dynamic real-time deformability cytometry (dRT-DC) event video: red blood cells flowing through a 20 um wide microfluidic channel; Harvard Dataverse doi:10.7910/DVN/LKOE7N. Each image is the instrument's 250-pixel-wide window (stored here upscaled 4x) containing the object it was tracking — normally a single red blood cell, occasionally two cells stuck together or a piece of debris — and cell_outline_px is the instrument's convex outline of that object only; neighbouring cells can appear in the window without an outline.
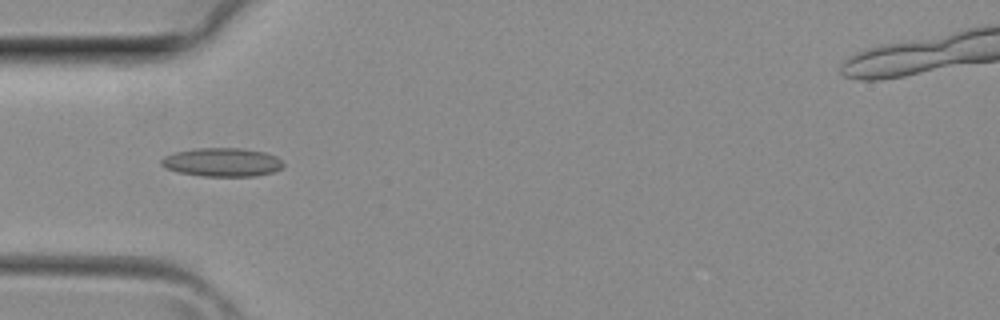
{"species": "common noctule bat (a hibernating species)", "species_latin": "Nyctalus noctula", "temperature_condition": "room temperature", "stored_images_in_passage": 28, "camera_frame_rate_fps": 3000, "um_per_image_px": 0.085, "animal": {"sex": "female", "body_mass_g": 29.2, "forearm_length_mm": 56.3}, "frame": {"image": 1, "passage_image": 3, "time_ms": 0.667, "image_size_px": [1000, 320], "cell_outline_px": [[284, 164], [280, 168], [272, 172], [252, 176], [208, 176], [180, 172], [168, 168], [160, 164], [160, 160], [176, 152], [200, 148], [236, 148], [264, 152], [276, 156]], "centroid_in_image_um": [18.91, 13.79], "position_along_channel_um": 66.1, "area_um2": 19.77}}
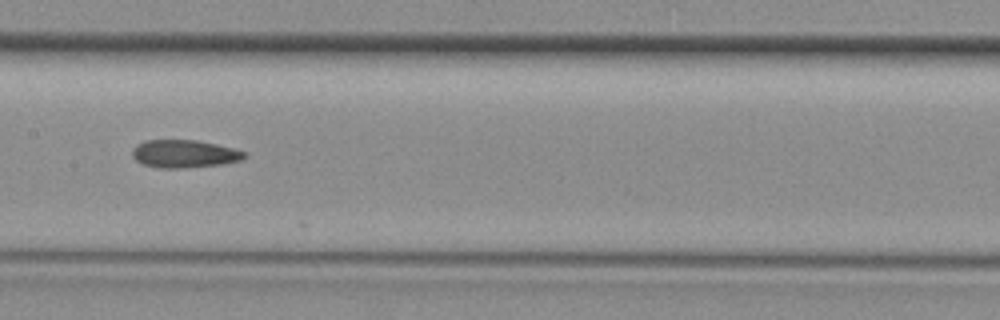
{"frame": {"image": 2, "passage_image": 10, "time_ms": 3.0, "image_size_px": [1000, 320], "cell_outline_px": [[248, 156], [240, 160], [220, 164], [172, 168], [168, 168], [144, 164], [136, 160], [132, 156], [132, 152], [140, 144], [148, 140], [196, 140], [216, 144], [232, 148], [244, 152]], "centroid_in_image_um": [15.7, 13.06], "position_along_channel_um": 191.7, "area_um2": 17.51}}
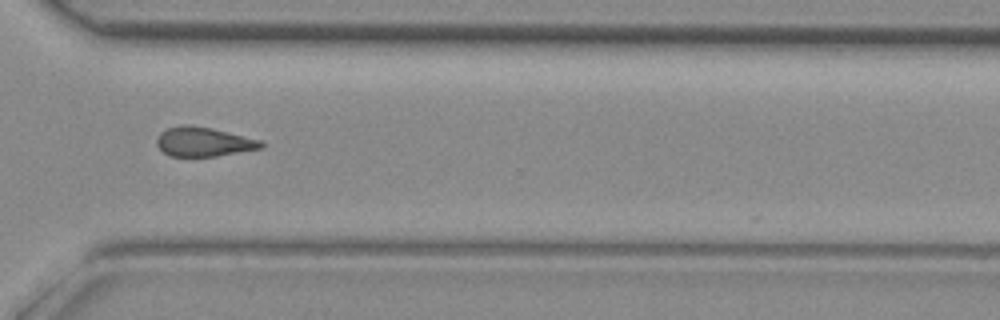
{"frame": {"image": 3, "passage_image": 19, "time_ms": 6.0, "image_size_px": [1000, 320], "cell_outline_px": [[264, 144], [260, 148], [216, 156], [172, 156], [164, 152], [156, 144], [156, 140], [160, 132], [168, 128], [184, 124], [188, 124], [212, 128], [260, 140]], "centroid_in_image_um": [17.27, 12.04], "position_along_channel_um": 353.3, "area_um2": 17.57}}